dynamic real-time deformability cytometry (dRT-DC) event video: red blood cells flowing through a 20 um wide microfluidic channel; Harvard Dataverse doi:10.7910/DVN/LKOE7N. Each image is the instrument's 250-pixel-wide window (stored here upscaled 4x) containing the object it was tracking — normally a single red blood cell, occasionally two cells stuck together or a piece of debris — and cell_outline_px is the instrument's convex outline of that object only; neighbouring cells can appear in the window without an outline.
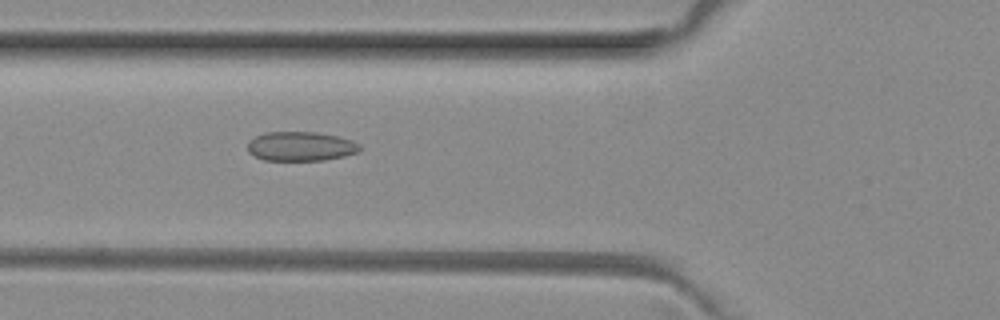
{"species": "common noctule bat (a hibernating species)", "species_latin": "Nyctalus noctula", "temperature_condition": "room temperature", "stored_images_in_passage": 5, "camera_frame_rate_fps": 3000, "um_per_image_px": 0.085, "animal": {"sex": "female", "body_mass_g": 29.2, "forearm_length_mm": 56.3}, "frame": {"image": 1, "passage_image": 5, "time_ms": 1.333, "image_size_px": [1000, 320], "cell_outline_px": [[360, 152], [344, 156], [324, 160], [264, 160], [248, 152], [248, 140], [264, 132], [316, 132], [336, 136], [352, 140], [360, 144]], "centroid_in_image_um": [25.56, 12.43], "position_along_channel_um": 100.2, "area_um2": 19.19}}